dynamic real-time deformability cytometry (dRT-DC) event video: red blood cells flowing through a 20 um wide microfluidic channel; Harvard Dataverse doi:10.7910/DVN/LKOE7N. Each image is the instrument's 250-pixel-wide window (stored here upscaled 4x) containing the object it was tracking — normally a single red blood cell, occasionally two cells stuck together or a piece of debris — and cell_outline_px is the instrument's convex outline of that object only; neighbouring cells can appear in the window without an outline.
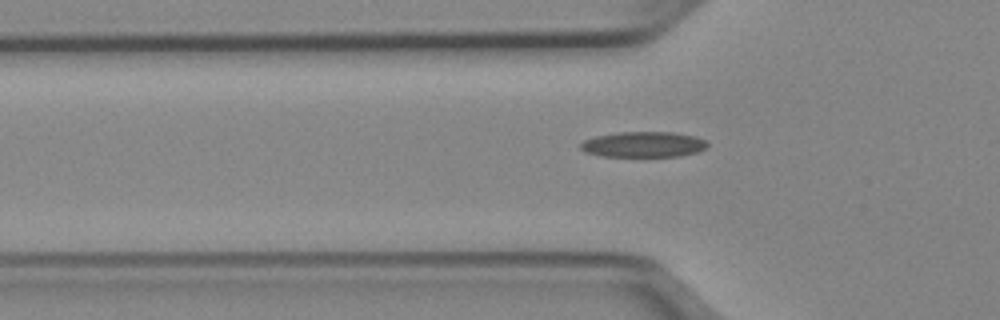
{"species": "Egyptian fruit bat (a non-hibernating species)", "species_latin": "Rousettus aegyptiacus", "temperature_condition": "cold", "stored_images_in_passage": 38, "camera_frame_rate_fps": 3000, "um_per_image_px": 0.085, "animal": {"sex": "female"}, "frame": {"image": 1, "passage_image": 8, "time_ms": 2.333, "image_size_px": [1000, 320], "cell_outline_px": [[708, 144], [704, 148], [696, 152], [680, 156], [600, 156], [584, 152], [580, 148], [580, 144], [584, 140], [596, 136], [620, 132], [672, 132], [696, 136], [704, 140]], "centroid_in_image_um": [54.66, 12.27], "position_along_channel_um": 71.1, "area_um2": 18.79}}
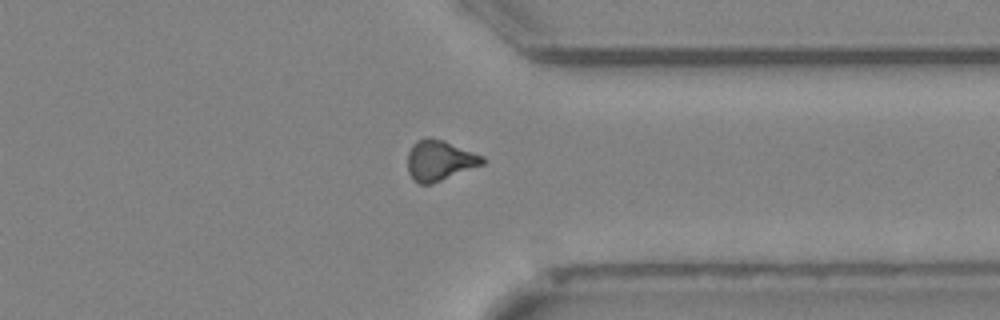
{"frame": {"image": 2, "passage_image": 31, "time_ms": 10.0, "image_size_px": [1000, 320], "cell_outline_px": [[484, 164], [432, 184], [420, 184], [412, 180], [408, 172], [408, 152], [412, 144], [416, 140], [428, 136], [444, 140], [484, 156]], "centroid_in_image_um": [37.34, 13.63], "position_along_channel_um": 374.1, "area_um2": 17.86}}
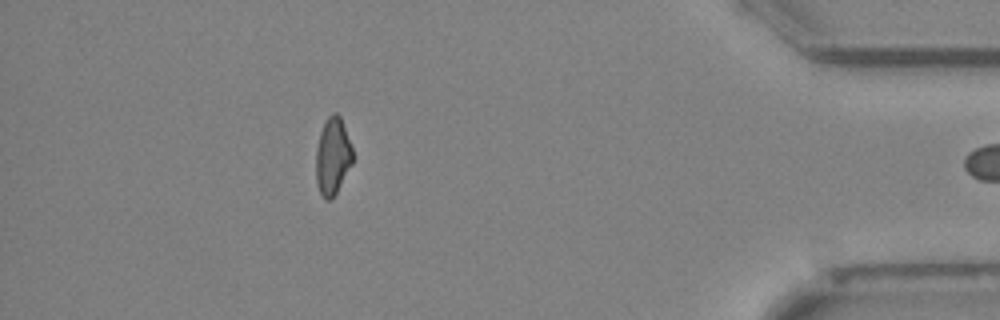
{"frame": {"image": 3, "passage_image": 37, "time_ms": 12.0, "image_size_px": [1000, 320], "cell_outline_px": [[352, 164], [332, 200], [324, 200], [320, 192], [316, 180], [316, 148], [320, 132], [328, 116], [332, 112], [336, 112], [340, 116], [352, 148]], "centroid_in_image_um": [28.26, 13.3], "position_along_channel_um": 406.9, "area_um2": 16.42}}